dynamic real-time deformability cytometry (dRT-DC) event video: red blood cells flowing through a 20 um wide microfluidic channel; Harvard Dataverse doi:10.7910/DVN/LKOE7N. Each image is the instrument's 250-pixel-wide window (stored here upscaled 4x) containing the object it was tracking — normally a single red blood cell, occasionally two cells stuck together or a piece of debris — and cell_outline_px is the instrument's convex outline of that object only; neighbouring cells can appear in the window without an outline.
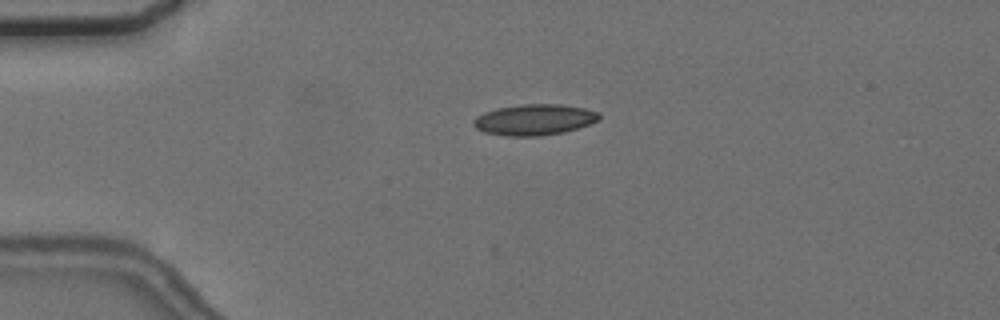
{"species": "common noctule bat (a hibernating species)", "species_latin": "Nyctalus noctula", "temperature_condition": "cold", "stored_images_in_passage": 2, "camera_frame_rate_fps": 3000, "um_per_image_px": 0.085, "animal": {"sex": "female", "body_mass_g": 24.6, "forearm_length_mm": 56.2}, "frame": {"image": 1, "passage_image": 1, "time_ms": 0.0, "image_size_px": [1000, 320], "cell_outline_px": [[600, 120], [564, 132], [540, 136], [504, 136], [484, 132], [476, 128], [472, 124], [472, 120], [476, 116], [484, 112], [496, 108], [520, 104], [560, 104], [584, 108], [600, 112]], "centroid_in_image_um": [45.39, 10.17], "position_along_channel_um": 39.6, "area_um2": 22.83}}